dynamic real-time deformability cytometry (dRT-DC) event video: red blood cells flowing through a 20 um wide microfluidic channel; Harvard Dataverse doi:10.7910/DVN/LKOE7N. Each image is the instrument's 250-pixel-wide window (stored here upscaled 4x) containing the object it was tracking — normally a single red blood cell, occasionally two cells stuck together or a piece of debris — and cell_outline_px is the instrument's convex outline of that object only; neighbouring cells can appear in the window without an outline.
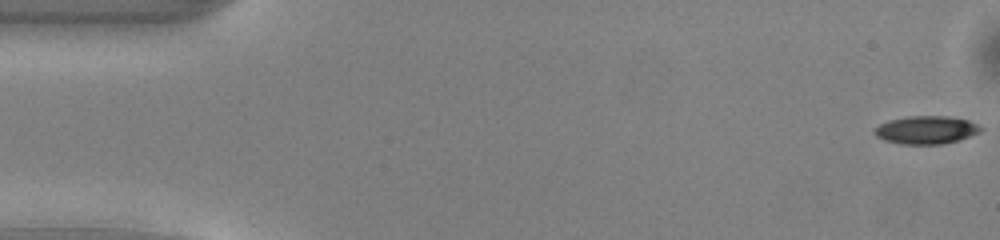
{"species": "common noctule bat (a hibernating species)", "species_latin": "Nyctalus noctula", "temperature_condition": "warm", "stored_images_in_passage": 51, "camera_frame_rate_fps": 3000, "um_per_image_px": 0.085, "animal": {"sex": "male", "body_mass_g": 13.0, "forearm_length_mm": 53.1}, "frame": {"image": 1, "passage_image": 1, "time_ms": 0.0, "image_size_px": [1000, 240], "cell_outline_px": [[984, 128], [980, 132], [956, 140], [940, 144], [900, 144], [884, 140], [876, 136], [872, 132], [880, 124], [888, 120], [908, 116], [948, 116], [968, 120]], "centroid_in_image_um": [78.69, 11.04], "position_along_channel_um": 6.3, "area_um2": 17.22}}
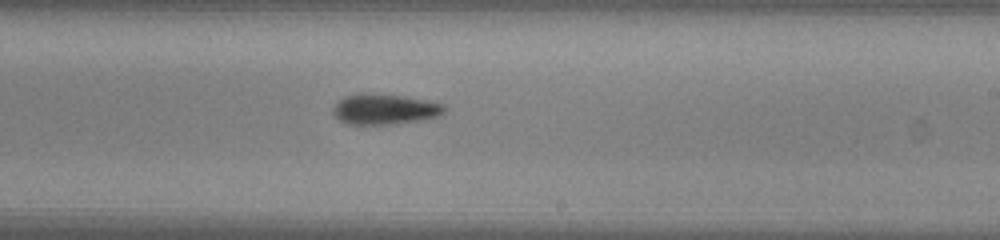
{"frame": {"image": 2, "passage_image": 30, "time_ms": 9.667, "image_size_px": [1000, 240], "cell_outline_px": [[444, 112], [440, 116], [424, 120], [392, 124], [348, 124], [340, 120], [332, 112], [332, 108], [344, 96], [360, 92], [372, 92], [400, 96], [424, 100], [444, 104]], "centroid_in_image_um": [32.68, 9.27], "position_along_channel_um": 256.3, "area_um2": 19.88}}
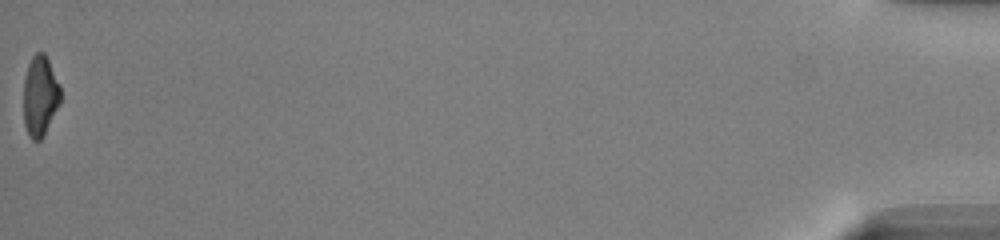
{"frame": {"image": 3, "passage_image": 51, "time_ms": 16.667, "image_size_px": [1000, 240], "cell_outline_px": [[60, 104], [44, 136], [40, 140], [32, 140], [28, 136], [24, 124], [24, 80], [28, 64], [32, 56], [36, 52], [44, 52], [60, 84]], "centroid_in_image_um": [3.41, 8.17], "position_along_channel_um": 431.8, "area_um2": 17.46}, "authors_computed_cell_mechanics": {"area_um2": 18.785, "velocity_mm_per_s": 4.0704, "shape_relaxation_time_tau1_ms": 2.4299, "shape_relaxation_time_tau2_ms": null, "deformation_change_tau1": 0.1257, "deformation_change_tau2": null}}